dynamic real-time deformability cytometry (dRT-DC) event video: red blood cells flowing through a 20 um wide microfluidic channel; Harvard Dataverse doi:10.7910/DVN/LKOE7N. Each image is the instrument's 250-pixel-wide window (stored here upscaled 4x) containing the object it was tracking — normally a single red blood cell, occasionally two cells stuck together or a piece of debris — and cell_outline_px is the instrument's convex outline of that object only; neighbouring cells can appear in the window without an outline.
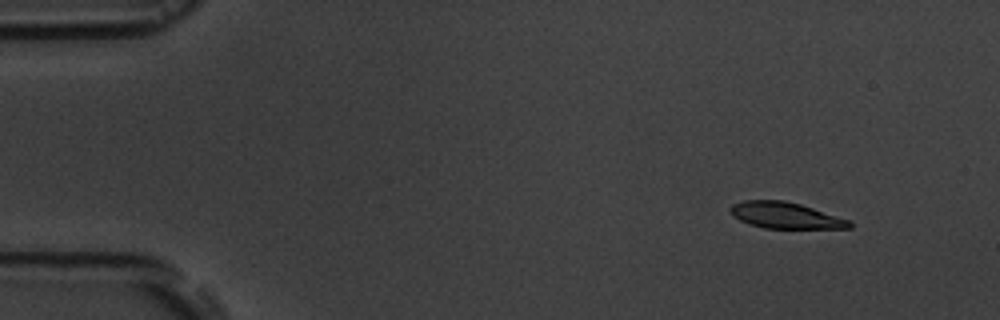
{"species": "common noctule bat (a hibernating species)", "species_latin": "Nyctalus noctula", "temperature_condition": "room temperature", "stored_images_in_passage": 8, "camera_frame_rate_fps": 3000, "um_per_image_px": 0.085, "animal": {"sex": "male", "body_mass_g": 19.5, "forearm_length_mm": 54.6}, "frame": {"image": 1, "passage_image": 2, "time_ms": 1.0, "image_size_px": [1000, 320], "cell_outline_px": [[852, 228], [764, 228], [748, 224], [732, 216], [728, 212], [728, 208], [732, 204], [744, 200], [784, 200], [800, 204], [852, 220]], "centroid_in_image_um": [66.74, 18.3], "position_along_channel_um": 18.3, "area_um2": 18.44}}
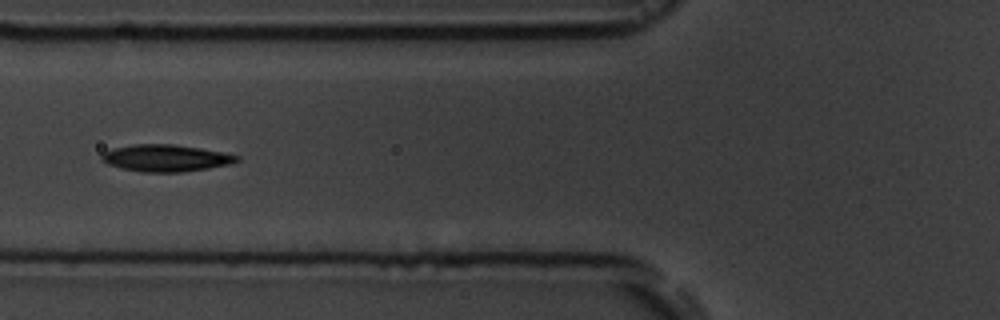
{"frame": {"image": 2, "passage_image": 6, "time_ms": 6.333, "image_size_px": [1000, 320], "cell_outline_px": [[240, 160], [232, 164], [208, 168], [180, 172], [140, 172], [120, 168], [108, 164], [100, 160], [100, 156], [104, 152], [112, 148], [136, 144], [172, 144], [200, 148], [224, 152], [240, 156]], "centroid_in_image_um": [14.09, 13.44], "position_along_channel_um": 111.7, "area_um2": 21.33}}
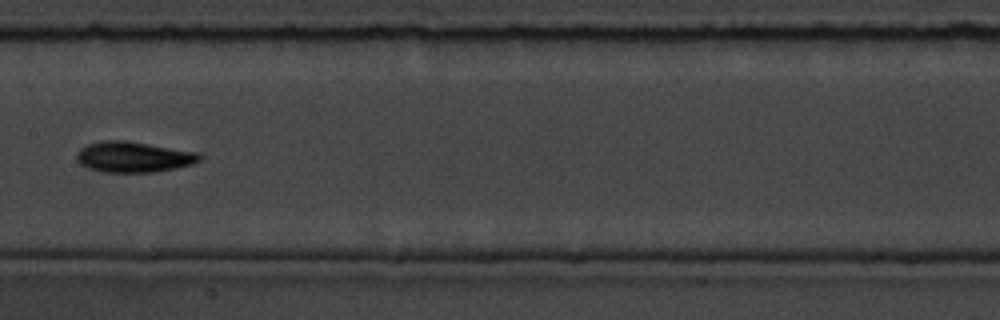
{"frame": {"image": 3, "passage_image": 8, "time_ms": 8.667, "image_size_px": [1000, 320], "cell_outline_px": [[204, 156], [200, 160], [192, 164], [176, 168], [156, 172], [104, 172], [88, 168], [80, 164], [76, 156], [76, 152], [80, 148], [88, 144], [104, 140], [124, 140], [200, 152]], "centroid_in_image_um": [11.38, 13.34], "position_along_channel_um": 196.0, "area_um2": 22.14}}